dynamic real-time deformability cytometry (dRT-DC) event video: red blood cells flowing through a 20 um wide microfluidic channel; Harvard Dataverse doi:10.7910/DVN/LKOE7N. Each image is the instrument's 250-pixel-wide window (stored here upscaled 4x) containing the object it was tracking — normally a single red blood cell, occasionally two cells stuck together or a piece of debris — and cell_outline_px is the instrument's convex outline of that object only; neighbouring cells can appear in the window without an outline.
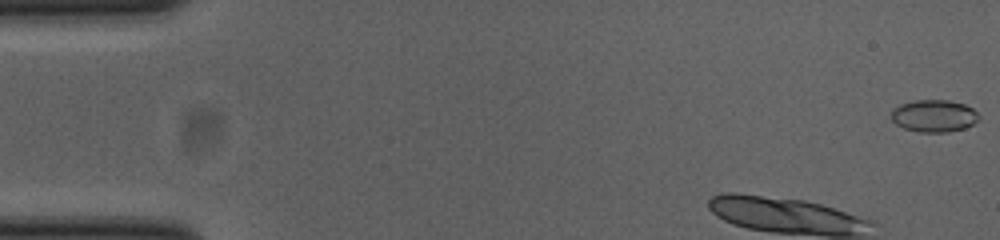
{"species": "common noctule bat (a hibernating species)", "species_latin": "Nyctalus noctula", "temperature_condition": "cold", "stored_images_in_passage": 40, "camera_frame_rate_fps": 3000, "um_per_image_px": 0.085, "animal": {"sex": "female", "body_mass_g": 23.0, "forearm_length_mm": 53.4}, "frame": {"image": 1, "passage_image": 1, "time_ms": 0.0, "image_size_px": [1000, 240], "cell_outline_px": [[980, 116], [972, 124], [964, 128], [948, 132], [920, 132], [904, 128], [896, 124], [892, 120], [892, 108], [900, 104], [916, 100], [948, 100], [964, 104], [972, 108]], "centroid_in_image_um": [79.37, 9.84], "position_along_channel_um": 5.6, "area_um2": 16.36}, "authors_computed_cell_mechanics": {"area_um2": 17.4845, "velocity_mm_per_s": 3.8378, "shape_relaxation_time_tau1_ms": 2.7405, "shape_relaxation_time_tau2_ms": null, "deformation_change_tau1": 0.064, "deformation_change_tau2": null}}